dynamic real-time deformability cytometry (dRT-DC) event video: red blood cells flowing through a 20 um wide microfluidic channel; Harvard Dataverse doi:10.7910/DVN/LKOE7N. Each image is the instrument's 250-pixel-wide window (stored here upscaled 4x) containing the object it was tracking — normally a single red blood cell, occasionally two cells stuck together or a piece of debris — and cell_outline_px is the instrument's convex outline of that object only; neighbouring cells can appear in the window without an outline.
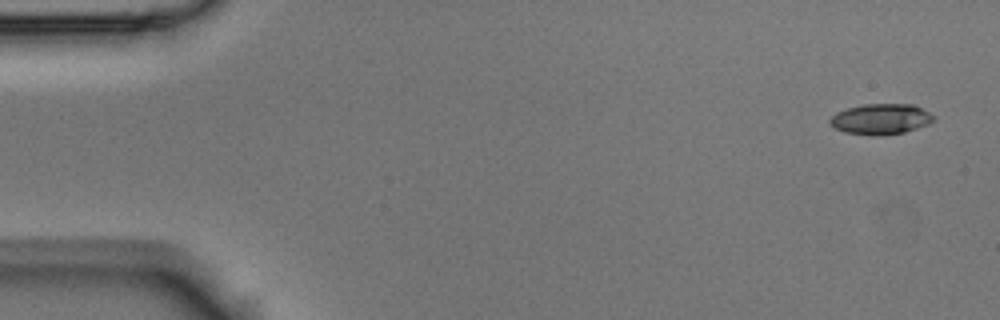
{"species": "Egyptian fruit bat (a non-hibernating species)", "species_latin": "Rousettus aegyptiacus", "temperature_condition": "room temperature", "stored_images_in_passage": 3, "camera_frame_rate_fps": 3000, "um_per_image_px": 0.085, "animal": {"sex": "male"}, "frame": {"image": 1, "passage_image": 1, "time_ms": 0.0, "image_size_px": [1000, 320], "cell_outline_px": [[936, 120], [928, 124], [904, 132], [876, 136], [872, 136], [844, 132], [828, 124], [828, 120], [836, 112], [848, 108], [864, 104], [912, 104], [936, 116]], "centroid_in_image_um": [74.85, 10.12], "position_along_channel_um": 10.1, "area_um2": 18.55}}